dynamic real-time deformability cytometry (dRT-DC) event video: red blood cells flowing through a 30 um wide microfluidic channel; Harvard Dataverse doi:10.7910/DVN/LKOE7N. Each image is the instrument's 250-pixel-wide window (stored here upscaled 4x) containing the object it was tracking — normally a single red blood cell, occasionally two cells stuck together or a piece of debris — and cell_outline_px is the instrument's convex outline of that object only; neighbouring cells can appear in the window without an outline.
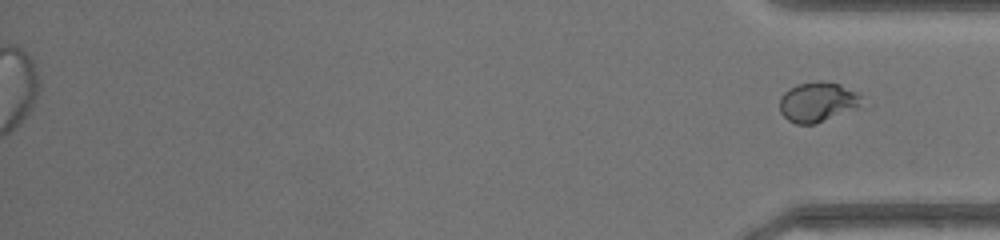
{"species": "common noctule bat (a hibernating species)", "species_latin": "Nyctalus noctula", "temperature_condition": "warm", "stored_images_in_passage": 41, "segment_of_instrument_passage": [2, 2], "camera_frame_rate_fps": 3000, "um_per_image_px": 0.085, "animal": {"sex": "female", "body_mass_g": 17.0, "forearm_length_mm": 48.0}, "frame": {"image": 1, "passage_image": 41, "time_ms": 13.333, "image_size_px": [1000, 240], "cell_outline_px": [[860, 104], [816, 124], [796, 124], [788, 120], [780, 112], [780, 96], [788, 88], [796, 84], [820, 80], [824, 80], [840, 84], [856, 92], [860, 96]], "centroid_in_image_um": [69.4, 8.64], "position_along_channel_um": 365.8, "area_um2": 18.73}}